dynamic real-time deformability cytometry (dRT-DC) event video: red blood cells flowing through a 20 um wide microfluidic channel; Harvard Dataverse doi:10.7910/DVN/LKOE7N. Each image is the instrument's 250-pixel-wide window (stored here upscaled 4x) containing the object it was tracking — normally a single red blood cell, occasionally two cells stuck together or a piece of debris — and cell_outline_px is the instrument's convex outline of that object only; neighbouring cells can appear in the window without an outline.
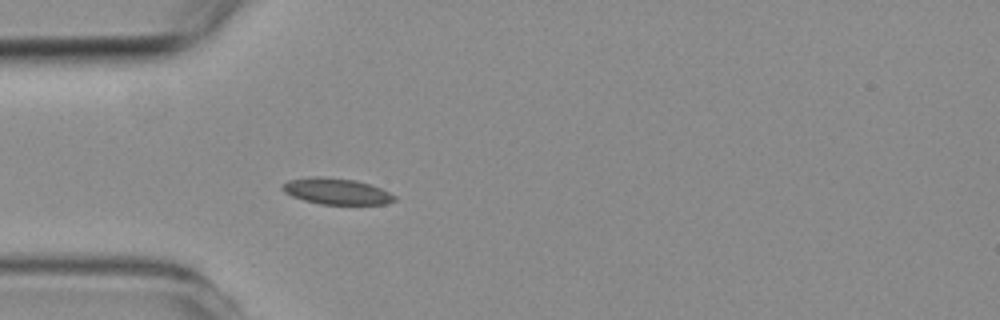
{"species": "common noctule bat (a hibernating species)", "species_latin": "Nyctalus noctula", "temperature_condition": "room temperature", "stored_images_in_passage": 4, "camera_frame_rate_fps": 3000, "um_per_image_px": 0.085, "animal": {"sex": "female", "body_mass_g": 19.3, "forearm_length_mm": 54.1}, "frame": {"image": 1, "passage_image": 4, "time_ms": 4.333, "image_size_px": [1000, 320], "cell_outline_px": [[396, 200], [384, 204], [320, 204], [304, 200], [292, 196], [284, 192], [280, 188], [288, 180], [312, 176], [320, 176], [356, 180], [380, 188], [396, 196]], "centroid_in_image_um": [28.57, 16.25], "position_along_channel_um": 56.4, "area_um2": 16.99}}